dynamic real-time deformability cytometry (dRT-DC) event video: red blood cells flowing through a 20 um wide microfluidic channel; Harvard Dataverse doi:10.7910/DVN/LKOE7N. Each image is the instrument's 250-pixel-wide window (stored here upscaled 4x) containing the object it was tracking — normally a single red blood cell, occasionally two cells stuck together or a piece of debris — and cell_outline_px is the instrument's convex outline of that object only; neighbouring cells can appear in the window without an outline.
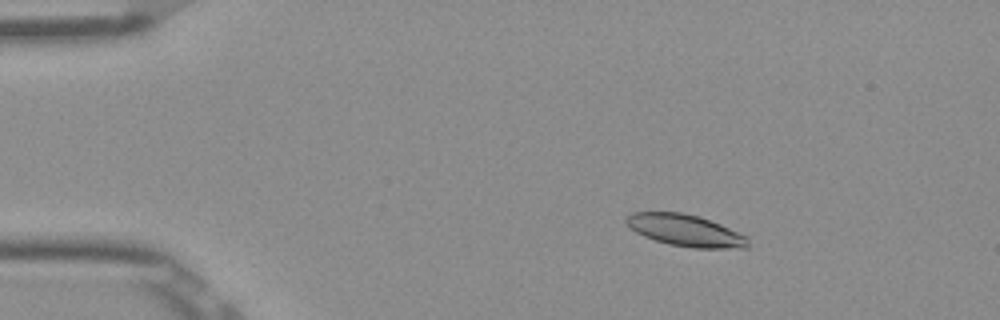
{"species": "Egyptian fruit bat (a non-hibernating species)", "species_latin": "Rousettus aegyptiacus", "temperature_condition": "room temperature", "stored_images_in_passage": 53, "camera_frame_rate_fps": 3000, "um_per_image_px": 0.085, "frame": {"image": 1, "passage_image": 9, "time_ms": 2.667, "image_size_px": [1000, 320], "cell_outline_px": [[748, 248], [692, 248], [668, 244], [644, 236], [636, 232], [624, 220], [624, 216], [632, 212], [684, 212], [700, 216], [720, 224], [748, 236]], "centroid_in_image_um": [58.26, 19.58], "position_along_channel_um": 26.7, "area_um2": 22.66}}
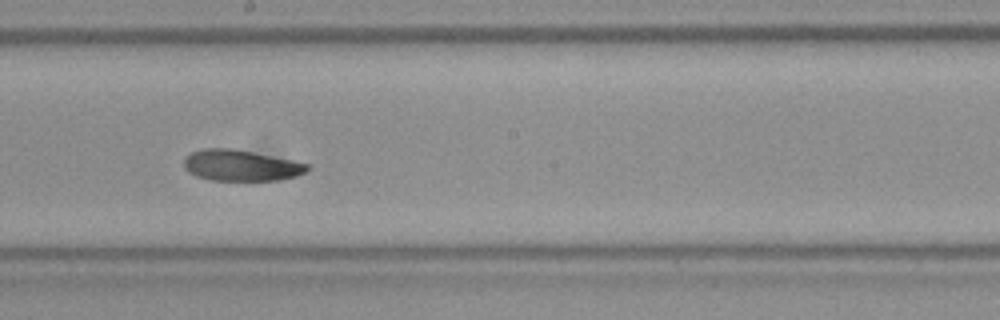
{"frame": {"image": 2, "passage_image": 30, "time_ms": 9.667, "image_size_px": [1000, 320], "cell_outline_px": [[312, 168], [308, 172], [296, 176], [276, 180], [212, 180], [196, 176], [188, 172], [184, 168], [184, 160], [192, 152], [204, 148], [232, 148], [292, 160], [308, 164]], "centroid_in_image_um": [20.5, 14.06], "position_along_channel_um": 227.7, "area_um2": 22.25}}
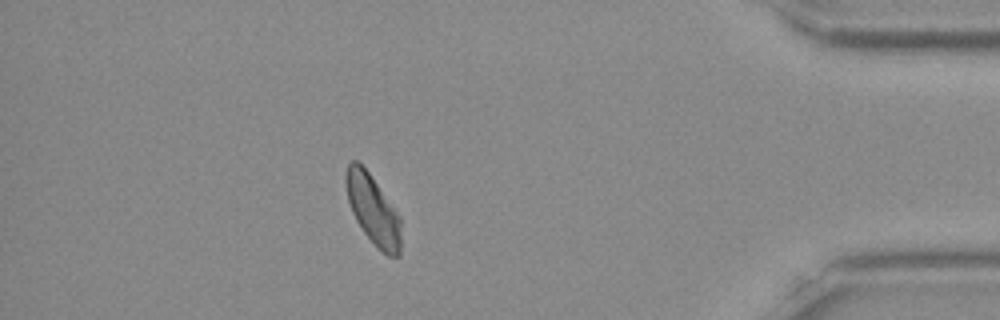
{"frame": {"image": 3, "passage_image": 47, "time_ms": 15.333, "image_size_px": [1000, 320], "cell_outline_px": [[400, 256], [388, 256], [364, 232], [356, 220], [352, 212], [348, 200], [344, 184], [344, 176], [348, 164], [352, 160], [356, 160], [368, 172], [400, 216]], "centroid_in_image_um": [31.67, 17.79], "position_along_channel_um": 403.5, "area_um2": 21.85}, "authors_computed_cell_mechanics": {"area_um2": 23.0622, "velocity_mm_per_s": 3.8608, "shape_relaxation_time_tau1_ms": 5.3756, "shape_relaxation_time_tau2_ms": 2.9013, "deformation_change_tau1": 0.1268, "deformation_change_tau2": 0.079}}